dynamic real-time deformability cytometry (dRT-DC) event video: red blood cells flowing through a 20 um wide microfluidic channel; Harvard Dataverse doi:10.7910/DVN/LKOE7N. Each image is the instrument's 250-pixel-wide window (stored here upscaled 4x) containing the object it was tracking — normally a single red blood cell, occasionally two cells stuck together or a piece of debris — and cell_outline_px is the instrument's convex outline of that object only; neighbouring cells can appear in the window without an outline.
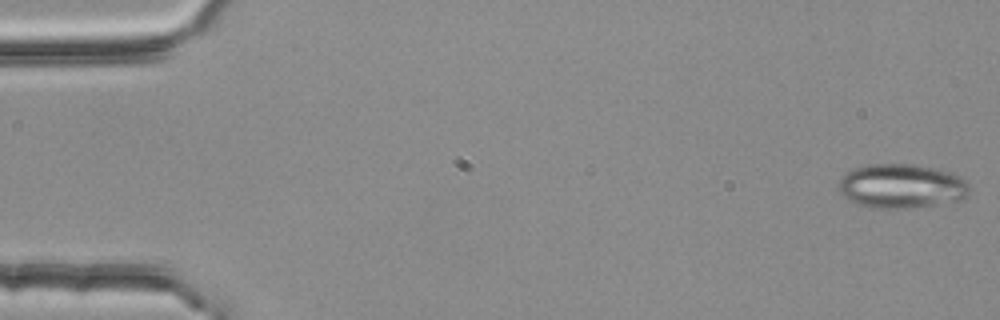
{"species": "common noctule bat (a hibernating species)", "species_latin": "Nyctalus noctula", "temperature_condition": "room temperature", "stored_images_in_passage": 4, "camera_frame_rate_fps": 3000, "um_per_image_px": 0.085, "animal": {"sex": "female", "body_mass_g": 25.1}, "frame": {"image": 1, "passage_image": 1, "time_ms": 0.0, "image_size_px": [1000, 320], "cell_outline_px": [[968, 196], [960, 200], [936, 204], [904, 208], [872, 208], [856, 204], [840, 196], [836, 192], [840, 180], [844, 172], [868, 164], [916, 164], [952, 172], [964, 180], [968, 184]], "centroid_in_image_um": [76.56, 15.82], "position_along_channel_um": 8.4, "area_um2": 34.04}}